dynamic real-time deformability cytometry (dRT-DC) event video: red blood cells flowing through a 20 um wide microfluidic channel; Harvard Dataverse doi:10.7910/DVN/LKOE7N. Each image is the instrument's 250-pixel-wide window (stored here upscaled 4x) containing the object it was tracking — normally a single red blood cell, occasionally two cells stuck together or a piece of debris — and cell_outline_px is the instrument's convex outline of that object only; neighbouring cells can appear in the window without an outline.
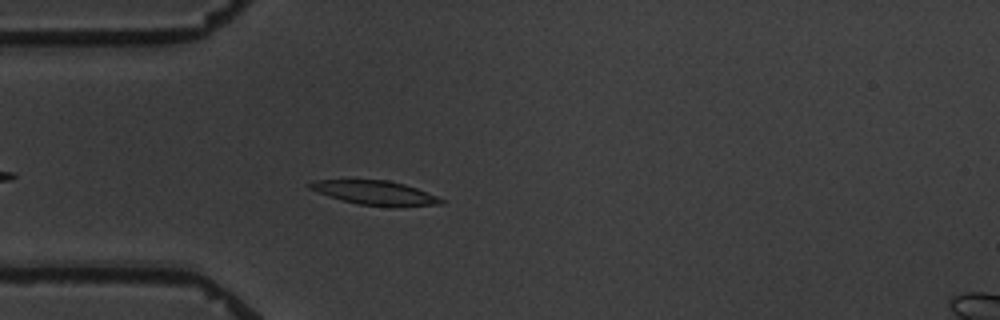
{"species": "common noctule bat (a hibernating species)", "species_latin": "Nyctalus noctula", "temperature_condition": "warm", "stored_images_in_passage": 5, "camera_frame_rate_fps": 3000, "um_per_image_px": 0.085, "animal": {"sex": "male", "body_mass_g": 19.5, "forearm_length_mm": 54.6}, "frame": {"image": 1, "passage_image": 5, "time_ms": 4.667, "image_size_px": [1000, 320], "cell_outline_px": [[444, 204], [392, 208], [360, 204], [328, 196], [308, 188], [308, 184], [312, 180], [388, 180], [404, 184], [416, 188], [436, 196], [444, 200]], "centroid_in_image_um": [31.91, 16.4], "position_along_channel_um": 53.1, "area_um2": 18.55}}